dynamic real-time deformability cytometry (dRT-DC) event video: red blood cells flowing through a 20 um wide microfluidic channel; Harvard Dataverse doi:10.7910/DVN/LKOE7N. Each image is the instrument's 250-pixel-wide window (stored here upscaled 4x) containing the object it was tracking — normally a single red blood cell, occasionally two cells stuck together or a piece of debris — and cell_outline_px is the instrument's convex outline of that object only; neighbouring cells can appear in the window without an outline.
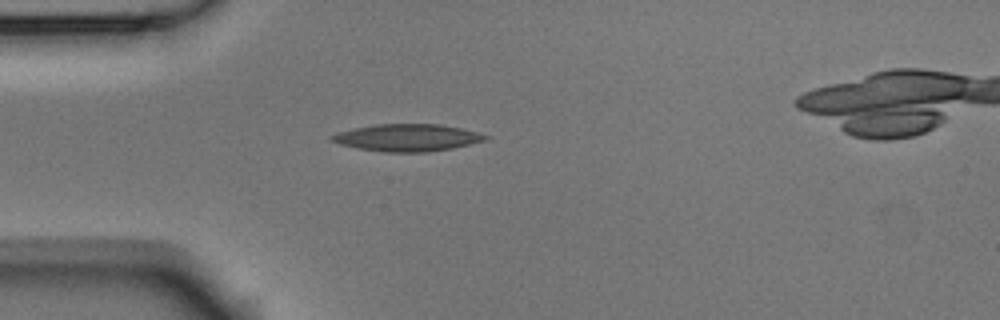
{"species": "Egyptian fruit bat (a non-hibernating species)", "species_latin": "Rousettus aegyptiacus", "temperature_condition": "room temperature", "stored_images_in_passage": 2, "camera_frame_rate_fps": 3000, "um_per_image_px": 0.085, "animal": {"sex": "male"}, "frame": {"image": 1, "passage_image": 1, "time_ms": 0.0, "image_size_px": [1000, 320], "cell_outline_px": [[492, 136], [488, 140], [452, 148], [424, 152], [384, 152], [360, 148], [340, 144], [332, 140], [328, 136], [336, 132], [376, 124], [440, 124], [460, 128]], "centroid_in_image_um": [34.65, 11.69], "position_along_channel_um": 50.4, "area_um2": 24.22}}